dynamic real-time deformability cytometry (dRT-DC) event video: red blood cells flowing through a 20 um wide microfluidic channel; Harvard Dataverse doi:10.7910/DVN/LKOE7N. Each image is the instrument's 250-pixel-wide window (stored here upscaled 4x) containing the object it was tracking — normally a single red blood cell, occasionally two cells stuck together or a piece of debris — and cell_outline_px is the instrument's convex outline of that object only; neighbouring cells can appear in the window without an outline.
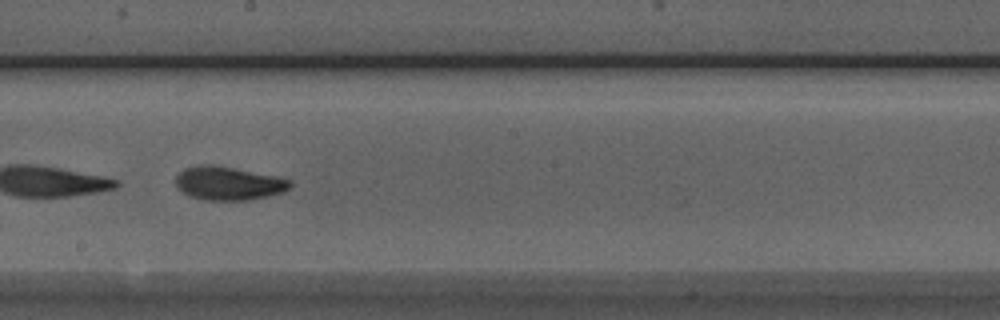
{"species": "Egyptian fruit bat (a non-hibernating species)", "species_latin": "Rousettus aegyptiacus", "temperature_condition": "room temperature", "stored_images_in_passage": 38, "camera_frame_rate_fps": 3000, "um_per_image_px": 0.085, "animal": {"sex": "male"}, "frame": {"image": 1, "passage_image": 17, "time_ms": 5.333, "image_size_px": [1000, 320], "cell_outline_px": [[292, 184], [284, 192], [268, 196], [248, 200], [204, 200], [188, 196], [180, 192], [176, 184], [176, 176], [184, 168], [196, 164], [212, 164], [276, 176], [292, 180]], "centroid_in_image_um": [19.38, 15.58], "position_along_channel_um": 228.8, "area_um2": 22.54}, "authors_computed_cell_mechanics": {"area_um2": 22.0218, "velocity_mm_per_s": 3.9743, "shape_relaxation_time_tau1_ms": 4.2816, "shape_relaxation_time_tau2_ms": 1.6167, "deformation_change_tau1": 0.1558, "deformation_change_tau2": 0.0628}}